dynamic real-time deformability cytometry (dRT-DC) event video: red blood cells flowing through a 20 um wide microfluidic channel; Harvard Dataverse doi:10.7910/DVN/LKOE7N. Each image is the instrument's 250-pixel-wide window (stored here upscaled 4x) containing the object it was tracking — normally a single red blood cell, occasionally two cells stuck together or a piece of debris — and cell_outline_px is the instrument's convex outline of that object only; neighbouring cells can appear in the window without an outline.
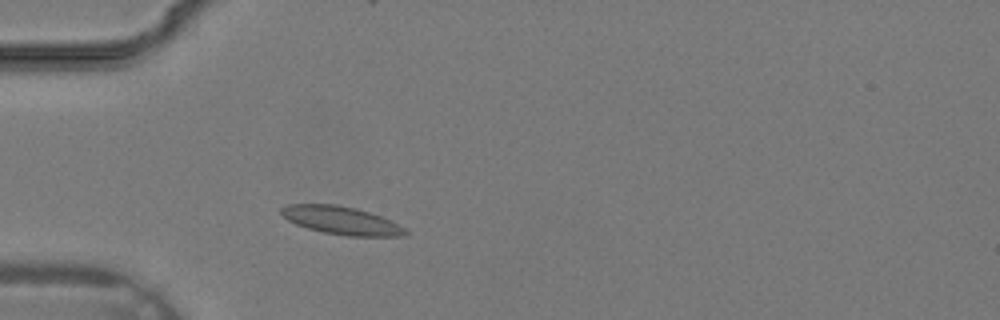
{"species": "common noctule bat (a hibernating species)", "species_latin": "Nyctalus noctula", "temperature_condition": "warm", "stored_images_in_passage": 26, "camera_frame_rate_fps": 3000, "um_per_image_px": 0.085, "animal": {"sex": "male", "body_mass_g": 19.2, "forearm_length_mm": 51.8}, "frame": {"image": 1, "passage_image": 1, "time_ms": 0.0, "image_size_px": [1000, 320], "cell_outline_px": [[408, 232], [404, 236], [348, 236], [324, 232], [308, 228], [296, 224], [288, 220], [280, 212], [280, 208], [288, 204], [336, 204], [356, 208], [380, 216], [404, 228]], "centroid_in_image_um": [28.98, 18.73], "position_along_channel_um": 56.0, "area_um2": 20.0}}
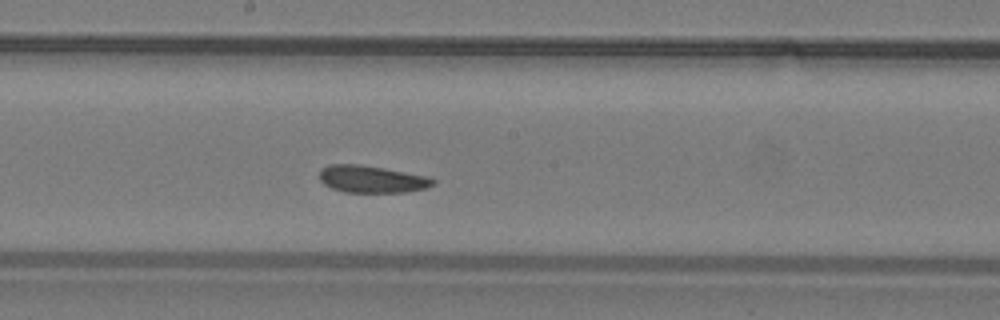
{"frame": {"image": 2, "passage_image": 10, "time_ms": 3.0, "image_size_px": [1000, 320], "cell_outline_px": [[436, 184], [424, 188], [404, 192], [344, 192], [332, 188], [324, 184], [320, 180], [320, 168], [328, 164], [360, 164], [384, 168], [428, 176], [436, 180]], "centroid_in_image_um": [31.59, 15.22], "position_along_channel_um": 216.6, "area_um2": 18.03}}
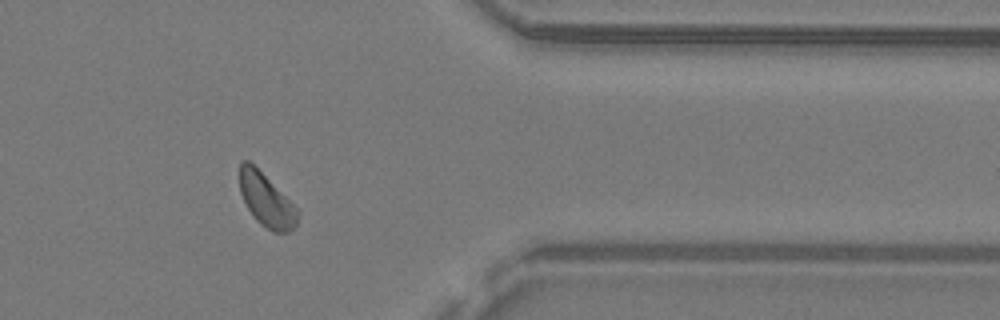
{"frame": {"image": 3, "passage_image": 20, "time_ms": 6.333, "image_size_px": [1000, 320], "cell_outline_px": [[300, 212], [296, 224], [288, 232], [272, 232], [260, 224], [256, 220], [248, 208], [240, 192], [240, 160], [248, 160]], "centroid_in_image_um": [22.62, 17.05], "position_along_channel_um": 388.8, "area_um2": 17.28}}